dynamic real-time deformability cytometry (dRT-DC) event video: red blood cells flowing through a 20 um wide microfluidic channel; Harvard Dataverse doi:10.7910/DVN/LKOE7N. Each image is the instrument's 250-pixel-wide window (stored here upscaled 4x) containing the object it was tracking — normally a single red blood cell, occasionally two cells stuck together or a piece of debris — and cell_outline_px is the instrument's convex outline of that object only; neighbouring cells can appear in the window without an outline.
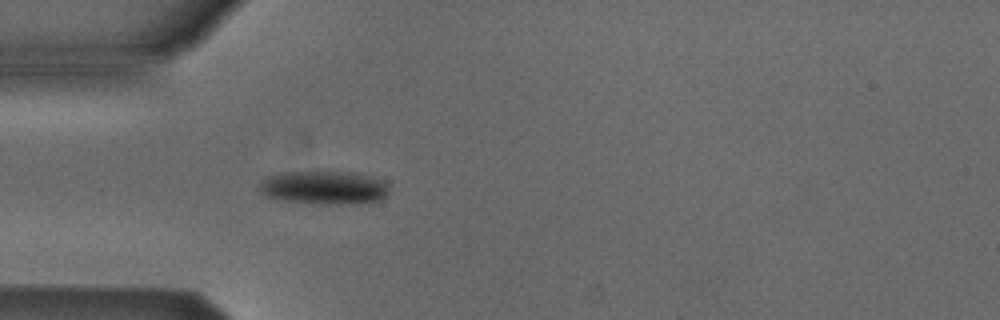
{"species": "Egyptian fruit bat (a non-hibernating species)", "species_latin": "Rousettus aegyptiacus", "temperature_condition": "cold", "stored_images_in_passage": 3, "camera_frame_rate_fps": 3000, "um_per_image_px": 0.085, "animal": {"sex": "male"}, "frame": {"image": 1, "passage_image": 3, "time_ms": 0.667, "image_size_px": [1000, 320], "cell_outline_px": [[388, 192], [380, 200], [352, 204], [312, 204], [264, 196], [260, 192], [260, 180], [268, 176], [280, 172], [352, 172], [384, 180], [388, 184]], "centroid_in_image_um": [27.53, 15.94], "position_along_channel_um": 57.5, "area_um2": 25.32}}